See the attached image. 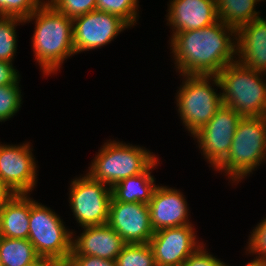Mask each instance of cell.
Masks as SVG:
<instances>
[{"instance_id": "obj_15", "label": "cell", "mask_w": 266, "mask_h": 266, "mask_svg": "<svg viewBox=\"0 0 266 266\" xmlns=\"http://www.w3.org/2000/svg\"><path fill=\"white\" fill-rule=\"evenodd\" d=\"M78 239L72 240L69 256H96L116 260L125 246L121 236L108 224L85 226Z\"/></svg>"}, {"instance_id": "obj_8", "label": "cell", "mask_w": 266, "mask_h": 266, "mask_svg": "<svg viewBox=\"0 0 266 266\" xmlns=\"http://www.w3.org/2000/svg\"><path fill=\"white\" fill-rule=\"evenodd\" d=\"M70 205L81 227L104 225L109 220V205L112 198L111 187L86 176L71 183Z\"/></svg>"}, {"instance_id": "obj_35", "label": "cell", "mask_w": 266, "mask_h": 266, "mask_svg": "<svg viewBox=\"0 0 266 266\" xmlns=\"http://www.w3.org/2000/svg\"><path fill=\"white\" fill-rule=\"evenodd\" d=\"M1 214H2V208H0V224H1Z\"/></svg>"}, {"instance_id": "obj_7", "label": "cell", "mask_w": 266, "mask_h": 266, "mask_svg": "<svg viewBox=\"0 0 266 266\" xmlns=\"http://www.w3.org/2000/svg\"><path fill=\"white\" fill-rule=\"evenodd\" d=\"M185 81L177 97V107L183 124L196 134L223 105L221 94L210 86L211 75H184ZM210 78V79H209Z\"/></svg>"}, {"instance_id": "obj_18", "label": "cell", "mask_w": 266, "mask_h": 266, "mask_svg": "<svg viewBox=\"0 0 266 266\" xmlns=\"http://www.w3.org/2000/svg\"><path fill=\"white\" fill-rule=\"evenodd\" d=\"M16 194L2 208L0 237L28 239L30 219V197Z\"/></svg>"}, {"instance_id": "obj_12", "label": "cell", "mask_w": 266, "mask_h": 266, "mask_svg": "<svg viewBox=\"0 0 266 266\" xmlns=\"http://www.w3.org/2000/svg\"><path fill=\"white\" fill-rule=\"evenodd\" d=\"M149 244L156 266H182L185 260L203 245L196 242L192 225L154 231Z\"/></svg>"}, {"instance_id": "obj_16", "label": "cell", "mask_w": 266, "mask_h": 266, "mask_svg": "<svg viewBox=\"0 0 266 266\" xmlns=\"http://www.w3.org/2000/svg\"><path fill=\"white\" fill-rule=\"evenodd\" d=\"M167 15L173 33L201 29L218 21L216 0H173Z\"/></svg>"}, {"instance_id": "obj_19", "label": "cell", "mask_w": 266, "mask_h": 266, "mask_svg": "<svg viewBox=\"0 0 266 266\" xmlns=\"http://www.w3.org/2000/svg\"><path fill=\"white\" fill-rule=\"evenodd\" d=\"M156 160L145 172L128 177L116 183L112 188V197L116 201L148 204L157 185L154 184V177L150 170L156 166Z\"/></svg>"}, {"instance_id": "obj_4", "label": "cell", "mask_w": 266, "mask_h": 266, "mask_svg": "<svg viewBox=\"0 0 266 266\" xmlns=\"http://www.w3.org/2000/svg\"><path fill=\"white\" fill-rule=\"evenodd\" d=\"M266 116L242 117L226 159L216 168L239 182L266 160Z\"/></svg>"}, {"instance_id": "obj_22", "label": "cell", "mask_w": 266, "mask_h": 266, "mask_svg": "<svg viewBox=\"0 0 266 266\" xmlns=\"http://www.w3.org/2000/svg\"><path fill=\"white\" fill-rule=\"evenodd\" d=\"M115 261L116 266H156L149 243L125 244Z\"/></svg>"}, {"instance_id": "obj_27", "label": "cell", "mask_w": 266, "mask_h": 266, "mask_svg": "<svg viewBox=\"0 0 266 266\" xmlns=\"http://www.w3.org/2000/svg\"><path fill=\"white\" fill-rule=\"evenodd\" d=\"M97 0H48V3L65 16L75 18L96 10Z\"/></svg>"}, {"instance_id": "obj_1", "label": "cell", "mask_w": 266, "mask_h": 266, "mask_svg": "<svg viewBox=\"0 0 266 266\" xmlns=\"http://www.w3.org/2000/svg\"><path fill=\"white\" fill-rule=\"evenodd\" d=\"M230 36L236 37V31L219 20L201 29L173 33L170 47L176 68L183 76L217 75L236 61V44Z\"/></svg>"}, {"instance_id": "obj_25", "label": "cell", "mask_w": 266, "mask_h": 266, "mask_svg": "<svg viewBox=\"0 0 266 266\" xmlns=\"http://www.w3.org/2000/svg\"><path fill=\"white\" fill-rule=\"evenodd\" d=\"M19 80L10 85L0 86V122L13 117L21 106Z\"/></svg>"}, {"instance_id": "obj_6", "label": "cell", "mask_w": 266, "mask_h": 266, "mask_svg": "<svg viewBox=\"0 0 266 266\" xmlns=\"http://www.w3.org/2000/svg\"><path fill=\"white\" fill-rule=\"evenodd\" d=\"M28 240L41 257L53 258L64 265L72 252V234L50 208L30 199Z\"/></svg>"}, {"instance_id": "obj_26", "label": "cell", "mask_w": 266, "mask_h": 266, "mask_svg": "<svg viewBox=\"0 0 266 266\" xmlns=\"http://www.w3.org/2000/svg\"><path fill=\"white\" fill-rule=\"evenodd\" d=\"M43 3L41 0H0V16L26 19Z\"/></svg>"}, {"instance_id": "obj_21", "label": "cell", "mask_w": 266, "mask_h": 266, "mask_svg": "<svg viewBox=\"0 0 266 266\" xmlns=\"http://www.w3.org/2000/svg\"><path fill=\"white\" fill-rule=\"evenodd\" d=\"M38 257L34 245L28 239L0 237L2 266H24Z\"/></svg>"}, {"instance_id": "obj_14", "label": "cell", "mask_w": 266, "mask_h": 266, "mask_svg": "<svg viewBox=\"0 0 266 266\" xmlns=\"http://www.w3.org/2000/svg\"><path fill=\"white\" fill-rule=\"evenodd\" d=\"M148 207L150 210V222L154 231L191 225L187 219V202L183 194L176 189L156 186Z\"/></svg>"}, {"instance_id": "obj_28", "label": "cell", "mask_w": 266, "mask_h": 266, "mask_svg": "<svg viewBox=\"0 0 266 266\" xmlns=\"http://www.w3.org/2000/svg\"><path fill=\"white\" fill-rule=\"evenodd\" d=\"M247 249L249 253H257V259L266 260V218L253 230Z\"/></svg>"}, {"instance_id": "obj_11", "label": "cell", "mask_w": 266, "mask_h": 266, "mask_svg": "<svg viewBox=\"0 0 266 266\" xmlns=\"http://www.w3.org/2000/svg\"><path fill=\"white\" fill-rule=\"evenodd\" d=\"M107 224L126 244L149 243L154 234L148 204L142 202L127 203L112 197Z\"/></svg>"}, {"instance_id": "obj_23", "label": "cell", "mask_w": 266, "mask_h": 266, "mask_svg": "<svg viewBox=\"0 0 266 266\" xmlns=\"http://www.w3.org/2000/svg\"><path fill=\"white\" fill-rule=\"evenodd\" d=\"M24 22L18 17L0 16V60L12 63L16 52V32L17 23Z\"/></svg>"}, {"instance_id": "obj_2", "label": "cell", "mask_w": 266, "mask_h": 266, "mask_svg": "<svg viewBox=\"0 0 266 266\" xmlns=\"http://www.w3.org/2000/svg\"><path fill=\"white\" fill-rule=\"evenodd\" d=\"M36 17V18H35ZM36 19L33 51L44 74L57 71L63 61L75 54L73 19L44 3L24 22Z\"/></svg>"}, {"instance_id": "obj_24", "label": "cell", "mask_w": 266, "mask_h": 266, "mask_svg": "<svg viewBox=\"0 0 266 266\" xmlns=\"http://www.w3.org/2000/svg\"><path fill=\"white\" fill-rule=\"evenodd\" d=\"M137 2L138 0H97L96 10L116 15L132 26L138 17Z\"/></svg>"}, {"instance_id": "obj_33", "label": "cell", "mask_w": 266, "mask_h": 266, "mask_svg": "<svg viewBox=\"0 0 266 266\" xmlns=\"http://www.w3.org/2000/svg\"><path fill=\"white\" fill-rule=\"evenodd\" d=\"M24 266H63L57 260L53 258H45L39 256L35 261L28 263Z\"/></svg>"}, {"instance_id": "obj_17", "label": "cell", "mask_w": 266, "mask_h": 266, "mask_svg": "<svg viewBox=\"0 0 266 266\" xmlns=\"http://www.w3.org/2000/svg\"><path fill=\"white\" fill-rule=\"evenodd\" d=\"M237 60L256 72L266 73V20L258 18L236 31ZM239 53V54H238Z\"/></svg>"}, {"instance_id": "obj_34", "label": "cell", "mask_w": 266, "mask_h": 266, "mask_svg": "<svg viewBox=\"0 0 266 266\" xmlns=\"http://www.w3.org/2000/svg\"><path fill=\"white\" fill-rule=\"evenodd\" d=\"M225 266H228V265H225ZM245 266H266V260L257 259V256H256V259H254L253 261H251Z\"/></svg>"}, {"instance_id": "obj_3", "label": "cell", "mask_w": 266, "mask_h": 266, "mask_svg": "<svg viewBox=\"0 0 266 266\" xmlns=\"http://www.w3.org/2000/svg\"><path fill=\"white\" fill-rule=\"evenodd\" d=\"M261 72L234 61L217 75H211L213 84L223 90L224 105L234 109L242 117L266 116V83Z\"/></svg>"}, {"instance_id": "obj_10", "label": "cell", "mask_w": 266, "mask_h": 266, "mask_svg": "<svg viewBox=\"0 0 266 266\" xmlns=\"http://www.w3.org/2000/svg\"><path fill=\"white\" fill-rule=\"evenodd\" d=\"M128 26L120 17L98 10L73 18L75 54L110 43Z\"/></svg>"}, {"instance_id": "obj_32", "label": "cell", "mask_w": 266, "mask_h": 266, "mask_svg": "<svg viewBox=\"0 0 266 266\" xmlns=\"http://www.w3.org/2000/svg\"><path fill=\"white\" fill-rule=\"evenodd\" d=\"M16 193L0 178V208L9 202Z\"/></svg>"}, {"instance_id": "obj_9", "label": "cell", "mask_w": 266, "mask_h": 266, "mask_svg": "<svg viewBox=\"0 0 266 266\" xmlns=\"http://www.w3.org/2000/svg\"><path fill=\"white\" fill-rule=\"evenodd\" d=\"M242 116L234 109L222 105L193 136L198 139L199 148L205 158L217 168L228 156L232 140Z\"/></svg>"}, {"instance_id": "obj_29", "label": "cell", "mask_w": 266, "mask_h": 266, "mask_svg": "<svg viewBox=\"0 0 266 266\" xmlns=\"http://www.w3.org/2000/svg\"><path fill=\"white\" fill-rule=\"evenodd\" d=\"M203 246L198 247L182 266H225L226 264L207 253Z\"/></svg>"}, {"instance_id": "obj_5", "label": "cell", "mask_w": 266, "mask_h": 266, "mask_svg": "<svg viewBox=\"0 0 266 266\" xmlns=\"http://www.w3.org/2000/svg\"><path fill=\"white\" fill-rule=\"evenodd\" d=\"M156 160L149 150L110 141L97 154L88 174L112 188L123 179L145 172Z\"/></svg>"}, {"instance_id": "obj_31", "label": "cell", "mask_w": 266, "mask_h": 266, "mask_svg": "<svg viewBox=\"0 0 266 266\" xmlns=\"http://www.w3.org/2000/svg\"><path fill=\"white\" fill-rule=\"evenodd\" d=\"M18 72L13 68L12 63L0 60V86L16 83L19 79Z\"/></svg>"}, {"instance_id": "obj_13", "label": "cell", "mask_w": 266, "mask_h": 266, "mask_svg": "<svg viewBox=\"0 0 266 266\" xmlns=\"http://www.w3.org/2000/svg\"><path fill=\"white\" fill-rule=\"evenodd\" d=\"M29 143L0 145V178L16 193L28 194L36 186V164Z\"/></svg>"}, {"instance_id": "obj_30", "label": "cell", "mask_w": 266, "mask_h": 266, "mask_svg": "<svg viewBox=\"0 0 266 266\" xmlns=\"http://www.w3.org/2000/svg\"><path fill=\"white\" fill-rule=\"evenodd\" d=\"M63 266H116V261L96 256H69Z\"/></svg>"}, {"instance_id": "obj_20", "label": "cell", "mask_w": 266, "mask_h": 266, "mask_svg": "<svg viewBox=\"0 0 266 266\" xmlns=\"http://www.w3.org/2000/svg\"><path fill=\"white\" fill-rule=\"evenodd\" d=\"M261 0H216L218 20L237 31L260 18L255 5Z\"/></svg>"}]
</instances>
